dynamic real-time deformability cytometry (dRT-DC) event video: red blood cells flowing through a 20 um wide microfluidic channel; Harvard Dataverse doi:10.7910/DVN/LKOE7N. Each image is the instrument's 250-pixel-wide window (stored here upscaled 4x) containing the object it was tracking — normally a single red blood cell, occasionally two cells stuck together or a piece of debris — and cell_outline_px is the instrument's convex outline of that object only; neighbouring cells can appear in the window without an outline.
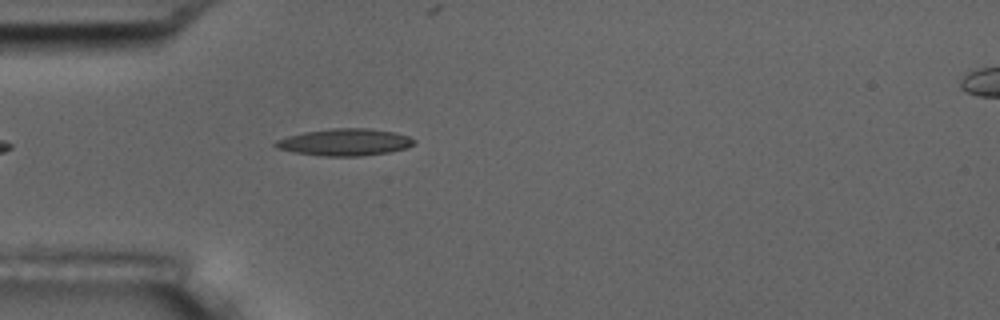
{"species": "common noctule bat (a hibernating species)", "species_latin": "Nyctalus noctula", "temperature_condition": "room temperature", "stored_images_in_passage": 2, "camera_frame_rate_fps": 3000, "um_per_image_px": 0.085, "animal": {"sex": "male", "body_mass_g": 17.5, "forearm_length_mm": 52.3}, "frame": {"image": 1, "passage_image": 2, "time_ms": 0.333, "image_size_px": [1000, 320], "cell_outline_px": [[416, 140], [412, 144], [404, 148], [388, 152], [360, 156], [324, 156], [292, 152], [276, 148], [272, 144], [276, 140], [288, 136], [304, 132], [332, 128], [368, 128], [396, 132], [408, 136]], "centroid_in_image_um": [29.27, 12.08], "position_along_channel_um": 55.7, "area_um2": 21.73}}